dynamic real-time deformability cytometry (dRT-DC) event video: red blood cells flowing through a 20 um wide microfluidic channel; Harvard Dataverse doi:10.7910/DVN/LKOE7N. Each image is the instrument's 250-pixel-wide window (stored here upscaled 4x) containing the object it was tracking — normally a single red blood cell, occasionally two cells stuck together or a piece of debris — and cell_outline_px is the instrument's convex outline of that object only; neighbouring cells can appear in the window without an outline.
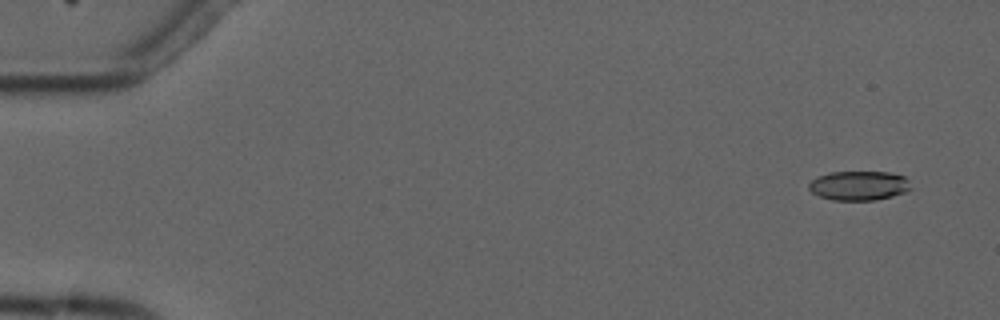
{"species": "common noctule bat (a hibernating species)", "species_latin": "Nyctalus noctula", "temperature_condition": "cold", "stored_images_in_passage": 5, "camera_frame_rate_fps": 3000, "um_per_image_px": 0.085, "animal": {"sex": "male", "forearm_length_mm": 52.5}, "frame": {"image": 1, "passage_image": 1, "time_ms": 0.0, "image_size_px": [1000, 320], "cell_outline_px": [[912, 188], [904, 192], [892, 196], [876, 200], [832, 200], [820, 196], [812, 192], [808, 188], [808, 184], [816, 176], [832, 172], [888, 172], [904, 176], [908, 180]], "centroid_in_image_um": [73.0, 15.77], "position_along_channel_um": 12.0, "area_um2": 17.46}}